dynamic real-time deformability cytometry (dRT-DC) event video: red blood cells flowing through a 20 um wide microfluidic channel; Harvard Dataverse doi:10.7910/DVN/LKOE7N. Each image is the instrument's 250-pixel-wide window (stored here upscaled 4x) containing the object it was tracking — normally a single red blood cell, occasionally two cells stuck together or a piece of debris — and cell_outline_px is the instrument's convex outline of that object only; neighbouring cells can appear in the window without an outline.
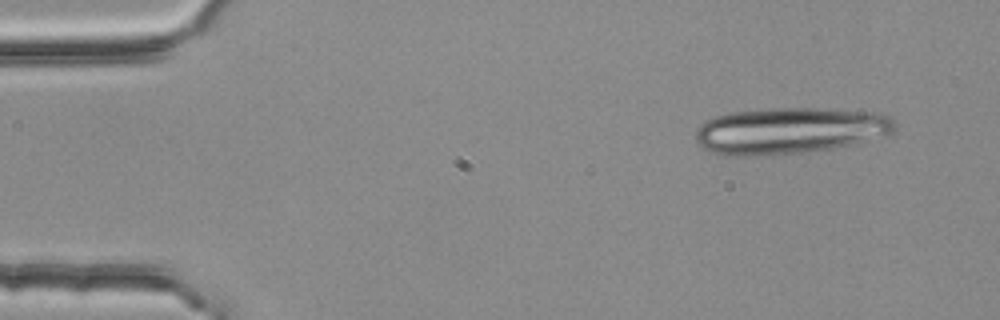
{"species": "common noctule bat (a hibernating species)", "species_latin": "Nyctalus noctula", "temperature_condition": "room temperature", "stored_images_in_passage": 4, "camera_frame_rate_fps": 3000, "um_per_image_px": 0.085, "animal": {"sex": "female", "body_mass_g": 25.1}, "frame": {"image": 1, "passage_image": 1, "time_ms": 0.0, "image_size_px": [1000, 320], "cell_outline_px": [[896, 124], [892, 132], [888, 136], [852, 144], [832, 148], [808, 152], [756, 156], [724, 156], [712, 152], [704, 148], [696, 140], [696, 128], [704, 120], [716, 116], [732, 112], [772, 108], [820, 108], [884, 112]], "centroid_in_image_um": [67.14, 11.1], "position_along_channel_um": 17.9, "area_um2": 54.45}}